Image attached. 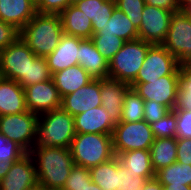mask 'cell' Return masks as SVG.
Returning a JSON list of instances; mask_svg holds the SVG:
<instances>
[{"label":"cell","mask_w":191,"mask_h":190,"mask_svg":"<svg viewBox=\"0 0 191 190\" xmlns=\"http://www.w3.org/2000/svg\"><path fill=\"white\" fill-rule=\"evenodd\" d=\"M115 5L128 16L137 29L140 27L145 0H115Z\"/></svg>","instance_id":"obj_37"},{"label":"cell","mask_w":191,"mask_h":190,"mask_svg":"<svg viewBox=\"0 0 191 190\" xmlns=\"http://www.w3.org/2000/svg\"><path fill=\"white\" fill-rule=\"evenodd\" d=\"M70 151L74 164L88 169L115 156L112 135L97 133H76Z\"/></svg>","instance_id":"obj_4"},{"label":"cell","mask_w":191,"mask_h":190,"mask_svg":"<svg viewBox=\"0 0 191 190\" xmlns=\"http://www.w3.org/2000/svg\"><path fill=\"white\" fill-rule=\"evenodd\" d=\"M29 154L34 161L39 188L61 190L75 165L70 148L35 145Z\"/></svg>","instance_id":"obj_1"},{"label":"cell","mask_w":191,"mask_h":190,"mask_svg":"<svg viewBox=\"0 0 191 190\" xmlns=\"http://www.w3.org/2000/svg\"><path fill=\"white\" fill-rule=\"evenodd\" d=\"M130 86L144 100L156 101L173 110L179 86V75H165L146 83H131Z\"/></svg>","instance_id":"obj_13"},{"label":"cell","mask_w":191,"mask_h":190,"mask_svg":"<svg viewBox=\"0 0 191 190\" xmlns=\"http://www.w3.org/2000/svg\"><path fill=\"white\" fill-rule=\"evenodd\" d=\"M155 178L161 184L188 185L191 186V165L178 163L171 164L158 170Z\"/></svg>","instance_id":"obj_29"},{"label":"cell","mask_w":191,"mask_h":190,"mask_svg":"<svg viewBox=\"0 0 191 190\" xmlns=\"http://www.w3.org/2000/svg\"><path fill=\"white\" fill-rule=\"evenodd\" d=\"M91 181V172L88 168L74 165L61 190H83Z\"/></svg>","instance_id":"obj_36"},{"label":"cell","mask_w":191,"mask_h":190,"mask_svg":"<svg viewBox=\"0 0 191 190\" xmlns=\"http://www.w3.org/2000/svg\"><path fill=\"white\" fill-rule=\"evenodd\" d=\"M154 140L151 125L145 120L137 122L120 121L115 125L112 134L113 151L117 156L126 151L150 150Z\"/></svg>","instance_id":"obj_6"},{"label":"cell","mask_w":191,"mask_h":190,"mask_svg":"<svg viewBox=\"0 0 191 190\" xmlns=\"http://www.w3.org/2000/svg\"><path fill=\"white\" fill-rule=\"evenodd\" d=\"M180 10L191 20V3L180 4Z\"/></svg>","instance_id":"obj_47"},{"label":"cell","mask_w":191,"mask_h":190,"mask_svg":"<svg viewBox=\"0 0 191 190\" xmlns=\"http://www.w3.org/2000/svg\"><path fill=\"white\" fill-rule=\"evenodd\" d=\"M146 178L137 173L129 172L119 162V187L117 190H143Z\"/></svg>","instance_id":"obj_38"},{"label":"cell","mask_w":191,"mask_h":190,"mask_svg":"<svg viewBox=\"0 0 191 190\" xmlns=\"http://www.w3.org/2000/svg\"><path fill=\"white\" fill-rule=\"evenodd\" d=\"M178 163L191 165V138H177Z\"/></svg>","instance_id":"obj_43"},{"label":"cell","mask_w":191,"mask_h":190,"mask_svg":"<svg viewBox=\"0 0 191 190\" xmlns=\"http://www.w3.org/2000/svg\"><path fill=\"white\" fill-rule=\"evenodd\" d=\"M64 34L91 39L92 22L77 6L70 4L60 13Z\"/></svg>","instance_id":"obj_23"},{"label":"cell","mask_w":191,"mask_h":190,"mask_svg":"<svg viewBox=\"0 0 191 190\" xmlns=\"http://www.w3.org/2000/svg\"><path fill=\"white\" fill-rule=\"evenodd\" d=\"M130 88L128 83L115 78L100 79L101 106L116 124L121 121L124 98Z\"/></svg>","instance_id":"obj_16"},{"label":"cell","mask_w":191,"mask_h":190,"mask_svg":"<svg viewBox=\"0 0 191 190\" xmlns=\"http://www.w3.org/2000/svg\"><path fill=\"white\" fill-rule=\"evenodd\" d=\"M20 37V30L14 25L0 20V51L13 44Z\"/></svg>","instance_id":"obj_42"},{"label":"cell","mask_w":191,"mask_h":190,"mask_svg":"<svg viewBox=\"0 0 191 190\" xmlns=\"http://www.w3.org/2000/svg\"><path fill=\"white\" fill-rule=\"evenodd\" d=\"M83 38L63 34L58 46L45 57L51 74L78 64L79 43Z\"/></svg>","instance_id":"obj_17"},{"label":"cell","mask_w":191,"mask_h":190,"mask_svg":"<svg viewBox=\"0 0 191 190\" xmlns=\"http://www.w3.org/2000/svg\"><path fill=\"white\" fill-rule=\"evenodd\" d=\"M178 66L176 58L161 44H153L149 47L144 63L132 83H146L165 75H179Z\"/></svg>","instance_id":"obj_11"},{"label":"cell","mask_w":191,"mask_h":190,"mask_svg":"<svg viewBox=\"0 0 191 190\" xmlns=\"http://www.w3.org/2000/svg\"><path fill=\"white\" fill-rule=\"evenodd\" d=\"M28 111L37 115L61 108V97L53 79L24 88Z\"/></svg>","instance_id":"obj_14"},{"label":"cell","mask_w":191,"mask_h":190,"mask_svg":"<svg viewBox=\"0 0 191 190\" xmlns=\"http://www.w3.org/2000/svg\"><path fill=\"white\" fill-rule=\"evenodd\" d=\"M70 4V0H35L38 13L60 14Z\"/></svg>","instance_id":"obj_41"},{"label":"cell","mask_w":191,"mask_h":190,"mask_svg":"<svg viewBox=\"0 0 191 190\" xmlns=\"http://www.w3.org/2000/svg\"><path fill=\"white\" fill-rule=\"evenodd\" d=\"M177 138L155 139L150 148L151 165L156 173L158 170L176 162L177 158Z\"/></svg>","instance_id":"obj_27"},{"label":"cell","mask_w":191,"mask_h":190,"mask_svg":"<svg viewBox=\"0 0 191 190\" xmlns=\"http://www.w3.org/2000/svg\"><path fill=\"white\" fill-rule=\"evenodd\" d=\"M191 0H180V4H190Z\"/></svg>","instance_id":"obj_49"},{"label":"cell","mask_w":191,"mask_h":190,"mask_svg":"<svg viewBox=\"0 0 191 190\" xmlns=\"http://www.w3.org/2000/svg\"><path fill=\"white\" fill-rule=\"evenodd\" d=\"M176 113V138H191V111L173 109Z\"/></svg>","instance_id":"obj_40"},{"label":"cell","mask_w":191,"mask_h":190,"mask_svg":"<svg viewBox=\"0 0 191 190\" xmlns=\"http://www.w3.org/2000/svg\"><path fill=\"white\" fill-rule=\"evenodd\" d=\"M173 11L146 4L142 12L139 39L153 44H162L166 38Z\"/></svg>","instance_id":"obj_12"},{"label":"cell","mask_w":191,"mask_h":190,"mask_svg":"<svg viewBox=\"0 0 191 190\" xmlns=\"http://www.w3.org/2000/svg\"><path fill=\"white\" fill-rule=\"evenodd\" d=\"M161 45L176 58L179 65L191 64V20L181 10L173 12Z\"/></svg>","instance_id":"obj_7"},{"label":"cell","mask_w":191,"mask_h":190,"mask_svg":"<svg viewBox=\"0 0 191 190\" xmlns=\"http://www.w3.org/2000/svg\"><path fill=\"white\" fill-rule=\"evenodd\" d=\"M146 4L169 11L180 10V0H145Z\"/></svg>","instance_id":"obj_44"},{"label":"cell","mask_w":191,"mask_h":190,"mask_svg":"<svg viewBox=\"0 0 191 190\" xmlns=\"http://www.w3.org/2000/svg\"><path fill=\"white\" fill-rule=\"evenodd\" d=\"M75 135L74 117L58 108L39 115L35 145L70 148Z\"/></svg>","instance_id":"obj_3"},{"label":"cell","mask_w":191,"mask_h":190,"mask_svg":"<svg viewBox=\"0 0 191 190\" xmlns=\"http://www.w3.org/2000/svg\"><path fill=\"white\" fill-rule=\"evenodd\" d=\"M99 106H101L100 79H93L61 99V108L73 117Z\"/></svg>","instance_id":"obj_15"},{"label":"cell","mask_w":191,"mask_h":190,"mask_svg":"<svg viewBox=\"0 0 191 190\" xmlns=\"http://www.w3.org/2000/svg\"><path fill=\"white\" fill-rule=\"evenodd\" d=\"M89 170L92 181L103 190H117L119 187V160L116 155Z\"/></svg>","instance_id":"obj_28"},{"label":"cell","mask_w":191,"mask_h":190,"mask_svg":"<svg viewBox=\"0 0 191 190\" xmlns=\"http://www.w3.org/2000/svg\"><path fill=\"white\" fill-rule=\"evenodd\" d=\"M78 64L93 79L108 77L109 61L98 52L91 39H83L79 43Z\"/></svg>","instance_id":"obj_21"},{"label":"cell","mask_w":191,"mask_h":190,"mask_svg":"<svg viewBox=\"0 0 191 190\" xmlns=\"http://www.w3.org/2000/svg\"><path fill=\"white\" fill-rule=\"evenodd\" d=\"M80 1H82V0H70L72 5H75L76 3L80 2Z\"/></svg>","instance_id":"obj_50"},{"label":"cell","mask_w":191,"mask_h":190,"mask_svg":"<svg viewBox=\"0 0 191 190\" xmlns=\"http://www.w3.org/2000/svg\"><path fill=\"white\" fill-rule=\"evenodd\" d=\"M121 165L129 172L137 173L147 180L155 177V172L151 165L150 150H133L120 153L116 156Z\"/></svg>","instance_id":"obj_26"},{"label":"cell","mask_w":191,"mask_h":190,"mask_svg":"<svg viewBox=\"0 0 191 190\" xmlns=\"http://www.w3.org/2000/svg\"><path fill=\"white\" fill-rule=\"evenodd\" d=\"M176 123H177L176 113L173 110H170L168 114H166L160 120L150 124L154 138L159 139V138L176 137L177 133Z\"/></svg>","instance_id":"obj_35"},{"label":"cell","mask_w":191,"mask_h":190,"mask_svg":"<svg viewBox=\"0 0 191 190\" xmlns=\"http://www.w3.org/2000/svg\"><path fill=\"white\" fill-rule=\"evenodd\" d=\"M83 190H103V189L99 187L96 183L91 181L89 184L86 185V187Z\"/></svg>","instance_id":"obj_48"},{"label":"cell","mask_w":191,"mask_h":190,"mask_svg":"<svg viewBox=\"0 0 191 190\" xmlns=\"http://www.w3.org/2000/svg\"><path fill=\"white\" fill-rule=\"evenodd\" d=\"M179 86L174 109L191 111V64L179 65Z\"/></svg>","instance_id":"obj_31"},{"label":"cell","mask_w":191,"mask_h":190,"mask_svg":"<svg viewBox=\"0 0 191 190\" xmlns=\"http://www.w3.org/2000/svg\"><path fill=\"white\" fill-rule=\"evenodd\" d=\"M38 188L37 172L29 153L0 169V190H36Z\"/></svg>","instance_id":"obj_10"},{"label":"cell","mask_w":191,"mask_h":190,"mask_svg":"<svg viewBox=\"0 0 191 190\" xmlns=\"http://www.w3.org/2000/svg\"><path fill=\"white\" fill-rule=\"evenodd\" d=\"M37 13L35 0H0V20L21 30Z\"/></svg>","instance_id":"obj_20"},{"label":"cell","mask_w":191,"mask_h":190,"mask_svg":"<svg viewBox=\"0 0 191 190\" xmlns=\"http://www.w3.org/2000/svg\"><path fill=\"white\" fill-rule=\"evenodd\" d=\"M60 14L36 13L20 30V37L36 56L46 57L63 36Z\"/></svg>","instance_id":"obj_2"},{"label":"cell","mask_w":191,"mask_h":190,"mask_svg":"<svg viewBox=\"0 0 191 190\" xmlns=\"http://www.w3.org/2000/svg\"><path fill=\"white\" fill-rule=\"evenodd\" d=\"M143 190H164L162 184L154 177L145 182Z\"/></svg>","instance_id":"obj_45"},{"label":"cell","mask_w":191,"mask_h":190,"mask_svg":"<svg viewBox=\"0 0 191 190\" xmlns=\"http://www.w3.org/2000/svg\"><path fill=\"white\" fill-rule=\"evenodd\" d=\"M37 56L19 37L13 44L0 51V77L20 82L28 79L30 62Z\"/></svg>","instance_id":"obj_9"},{"label":"cell","mask_w":191,"mask_h":190,"mask_svg":"<svg viewBox=\"0 0 191 190\" xmlns=\"http://www.w3.org/2000/svg\"><path fill=\"white\" fill-rule=\"evenodd\" d=\"M96 34L114 35L124 41L135 40L139 38L138 29L130 21L128 16L117 7L114 8L108 22H105L100 31Z\"/></svg>","instance_id":"obj_24"},{"label":"cell","mask_w":191,"mask_h":190,"mask_svg":"<svg viewBox=\"0 0 191 190\" xmlns=\"http://www.w3.org/2000/svg\"><path fill=\"white\" fill-rule=\"evenodd\" d=\"M52 74L47 65L45 57L37 56L32 62H30L28 69V79H22L19 84L22 88H26L35 83L44 82L50 80Z\"/></svg>","instance_id":"obj_32"},{"label":"cell","mask_w":191,"mask_h":190,"mask_svg":"<svg viewBox=\"0 0 191 190\" xmlns=\"http://www.w3.org/2000/svg\"><path fill=\"white\" fill-rule=\"evenodd\" d=\"M144 120V99L130 88L124 98L121 121L137 122Z\"/></svg>","instance_id":"obj_30"},{"label":"cell","mask_w":191,"mask_h":190,"mask_svg":"<svg viewBox=\"0 0 191 190\" xmlns=\"http://www.w3.org/2000/svg\"><path fill=\"white\" fill-rule=\"evenodd\" d=\"M74 125L76 133L112 135L116 123L104 107L99 106L74 116Z\"/></svg>","instance_id":"obj_18"},{"label":"cell","mask_w":191,"mask_h":190,"mask_svg":"<svg viewBox=\"0 0 191 190\" xmlns=\"http://www.w3.org/2000/svg\"><path fill=\"white\" fill-rule=\"evenodd\" d=\"M164 190H191V186L188 185H172V184H162Z\"/></svg>","instance_id":"obj_46"},{"label":"cell","mask_w":191,"mask_h":190,"mask_svg":"<svg viewBox=\"0 0 191 190\" xmlns=\"http://www.w3.org/2000/svg\"><path fill=\"white\" fill-rule=\"evenodd\" d=\"M52 79L61 98L73 93L93 80L88 72L79 64L53 73Z\"/></svg>","instance_id":"obj_22"},{"label":"cell","mask_w":191,"mask_h":190,"mask_svg":"<svg viewBox=\"0 0 191 190\" xmlns=\"http://www.w3.org/2000/svg\"><path fill=\"white\" fill-rule=\"evenodd\" d=\"M98 52L108 61L122 48L125 41L114 35L93 34L91 37Z\"/></svg>","instance_id":"obj_33"},{"label":"cell","mask_w":191,"mask_h":190,"mask_svg":"<svg viewBox=\"0 0 191 190\" xmlns=\"http://www.w3.org/2000/svg\"><path fill=\"white\" fill-rule=\"evenodd\" d=\"M26 111L24 88L14 80L0 77V116Z\"/></svg>","instance_id":"obj_19"},{"label":"cell","mask_w":191,"mask_h":190,"mask_svg":"<svg viewBox=\"0 0 191 190\" xmlns=\"http://www.w3.org/2000/svg\"><path fill=\"white\" fill-rule=\"evenodd\" d=\"M170 109L153 100H144V120L152 124L164 117Z\"/></svg>","instance_id":"obj_39"},{"label":"cell","mask_w":191,"mask_h":190,"mask_svg":"<svg viewBox=\"0 0 191 190\" xmlns=\"http://www.w3.org/2000/svg\"><path fill=\"white\" fill-rule=\"evenodd\" d=\"M27 152L15 141L0 134V169L19 160Z\"/></svg>","instance_id":"obj_34"},{"label":"cell","mask_w":191,"mask_h":190,"mask_svg":"<svg viewBox=\"0 0 191 190\" xmlns=\"http://www.w3.org/2000/svg\"><path fill=\"white\" fill-rule=\"evenodd\" d=\"M92 22L93 34L100 31L113 13L115 0H82L75 4Z\"/></svg>","instance_id":"obj_25"},{"label":"cell","mask_w":191,"mask_h":190,"mask_svg":"<svg viewBox=\"0 0 191 190\" xmlns=\"http://www.w3.org/2000/svg\"><path fill=\"white\" fill-rule=\"evenodd\" d=\"M151 45L139 38L125 41L122 48L109 61L108 77L130 85L136 79Z\"/></svg>","instance_id":"obj_5"},{"label":"cell","mask_w":191,"mask_h":190,"mask_svg":"<svg viewBox=\"0 0 191 190\" xmlns=\"http://www.w3.org/2000/svg\"><path fill=\"white\" fill-rule=\"evenodd\" d=\"M38 118L39 115L30 111L0 116V134L29 153L36 144Z\"/></svg>","instance_id":"obj_8"}]
</instances>
